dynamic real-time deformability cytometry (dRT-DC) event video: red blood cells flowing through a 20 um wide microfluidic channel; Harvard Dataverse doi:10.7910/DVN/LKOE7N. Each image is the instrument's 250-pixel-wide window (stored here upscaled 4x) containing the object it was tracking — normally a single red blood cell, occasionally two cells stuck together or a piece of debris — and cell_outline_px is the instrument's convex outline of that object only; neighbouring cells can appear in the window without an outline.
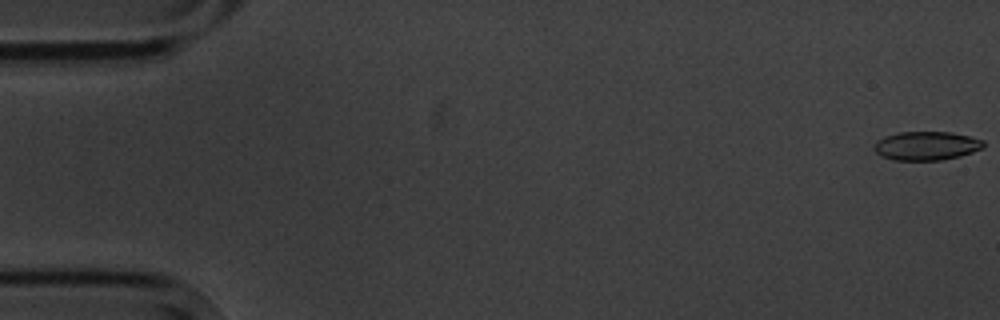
{"species": "common noctule bat (a hibernating species)", "species_latin": "Nyctalus noctula", "temperature_condition": "cold", "stored_images_in_passage": 9, "camera_frame_rate_fps": 3000, "um_per_image_px": 0.085, "animal": {"sex": "male", "body_mass_g": 20.1, "forearm_length_mm": 53.5}, "frame": {"image": 1, "passage_image": 1, "time_ms": 0.0, "image_size_px": [1000, 320], "cell_outline_px": [[984, 148], [960, 156], [940, 160], [896, 160], [884, 156], [876, 152], [872, 148], [876, 140], [884, 136], [900, 132], [952, 132], [984, 140]], "centroid_in_image_um": [78.74, 12.38], "position_along_channel_um": 6.3, "area_um2": 18.32}}
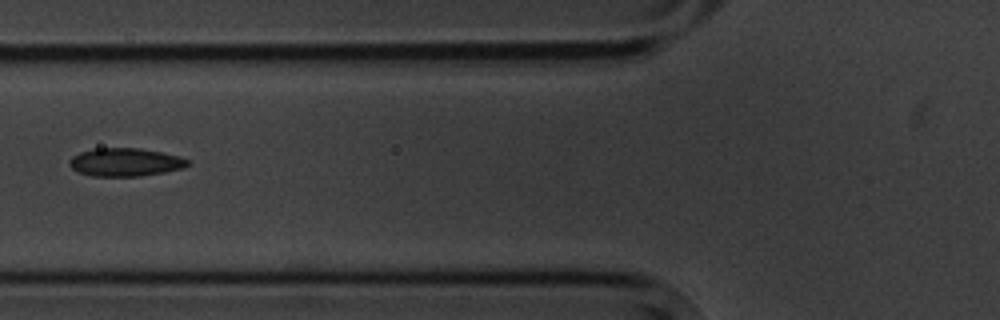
{"frame": {"image": 2, "passage_image": 7, "time_ms": 7.0, "image_size_px": [1000, 320], "cell_outline_px": [[192, 164], [184, 168], [164, 172], [140, 176], [92, 176], [80, 172], [72, 168], [68, 164], [68, 160], [72, 156], [80, 152], [96, 148], [140, 148], [180, 156], [188, 160]], "centroid_in_image_um": [10.66, 13.78], "position_along_channel_um": 115.1, "area_um2": 19.48}}
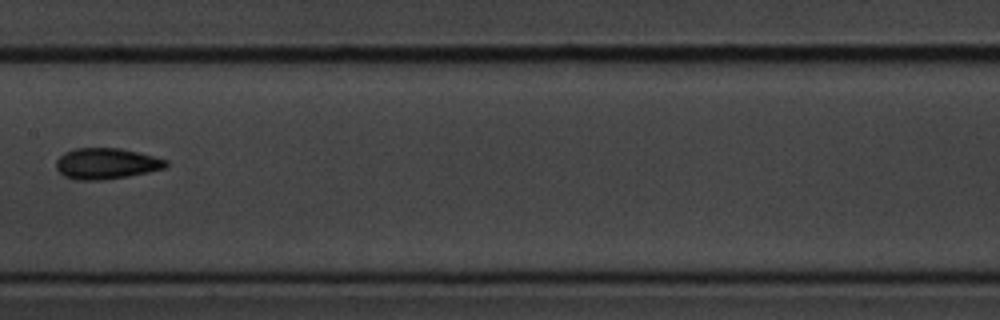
{"frame": {"image": 3, "passage_image": 9, "time_ms": 9.333, "image_size_px": [1000, 320], "cell_outline_px": [[168, 164], [164, 168], [148, 172], [128, 176], [104, 180], [76, 180], [64, 176], [56, 168], [56, 160], [64, 152], [76, 148], [120, 148], [168, 160]], "centroid_in_image_um": [9.01, 13.91], "position_along_channel_um": 198.4, "area_um2": 19.77}}